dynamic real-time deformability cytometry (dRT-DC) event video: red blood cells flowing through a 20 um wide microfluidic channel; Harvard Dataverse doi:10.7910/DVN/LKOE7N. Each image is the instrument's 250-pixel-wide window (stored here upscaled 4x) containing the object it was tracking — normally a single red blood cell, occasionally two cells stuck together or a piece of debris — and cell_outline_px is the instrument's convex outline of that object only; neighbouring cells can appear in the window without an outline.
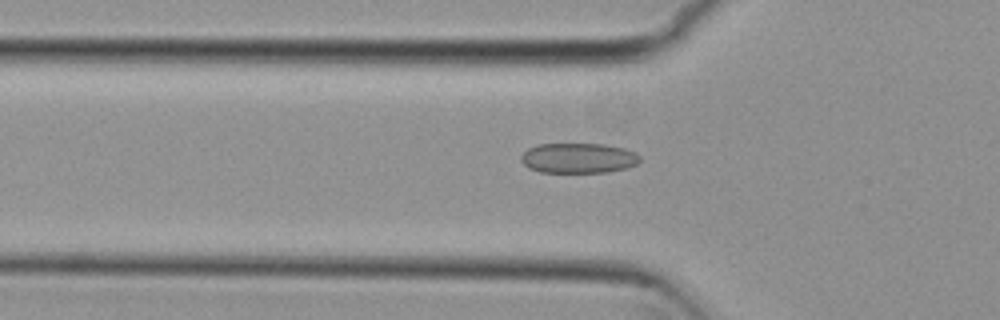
{"species": "common noctule bat (a hibernating species)", "species_latin": "Nyctalus noctula", "temperature_condition": "cold", "stored_images_in_passage": 36, "camera_frame_rate_fps": 3000, "um_per_image_px": 0.085, "animal": {"sex": "female", "body_mass_g": 29.2, "forearm_length_mm": 56.3}, "frame": {"image": 1, "passage_image": 3, "time_ms": 0.667, "image_size_px": [1000, 320], "cell_outline_px": [[640, 160], [636, 164], [624, 168], [608, 172], [540, 172], [528, 168], [520, 160], [520, 156], [528, 148], [536, 144], [604, 144], [624, 148], [636, 152], [640, 156]], "centroid_in_image_um": [49.14, 13.43], "position_along_channel_um": 76.7, "area_um2": 20.92}}
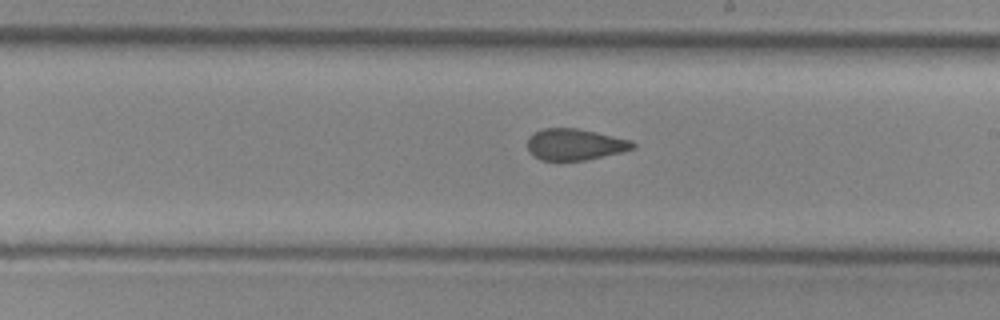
{"frame": {"image": 2, "passage_image": 16, "time_ms": 5.0, "image_size_px": [1000, 320], "cell_outline_px": [[636, 148], [620, 152], [584, 160], [540, 160], [528, 152], [528, 136], [544, 128], [576, 128], [596, 132], [632, 140], [636, 144]], "centroid_in_image_um": [48.86, 12.27], "position_along_channel_um": 240.1, "area_um2": 19.19}}
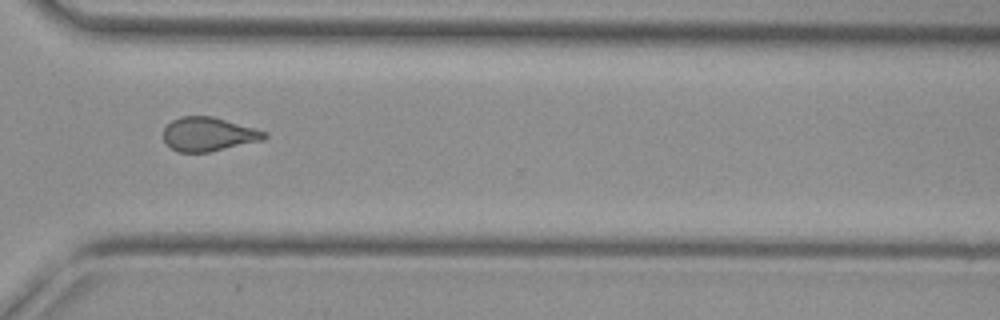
{"frame": {"image": 3, "passage_image": 25, "time_ms": 8.0, "image_size_px": [1000, 320], "cell_outline_px": [[268, 136], [264, 140], [208, 152], [176, 152], [164, 144], [164, 128], [172, 120], [180, 116], [212, 116], [256, 128], [268, 132]], "centroid_in_image_um": [17.72, 11.41], "position_along_channel_um": 352.9, "area_um2": 20.17}, "authors_computed_cell_mechanics": {"area_um2": 20.4901, "velocity_mm_per_s": 3.7587, "shape_relaxation_time_tau1_ms": null, "shape_relaxation_time_tau2_ms": 1.4426, "deformation_change_tau1": null, "deformation_change_tau2": 0.0838}}